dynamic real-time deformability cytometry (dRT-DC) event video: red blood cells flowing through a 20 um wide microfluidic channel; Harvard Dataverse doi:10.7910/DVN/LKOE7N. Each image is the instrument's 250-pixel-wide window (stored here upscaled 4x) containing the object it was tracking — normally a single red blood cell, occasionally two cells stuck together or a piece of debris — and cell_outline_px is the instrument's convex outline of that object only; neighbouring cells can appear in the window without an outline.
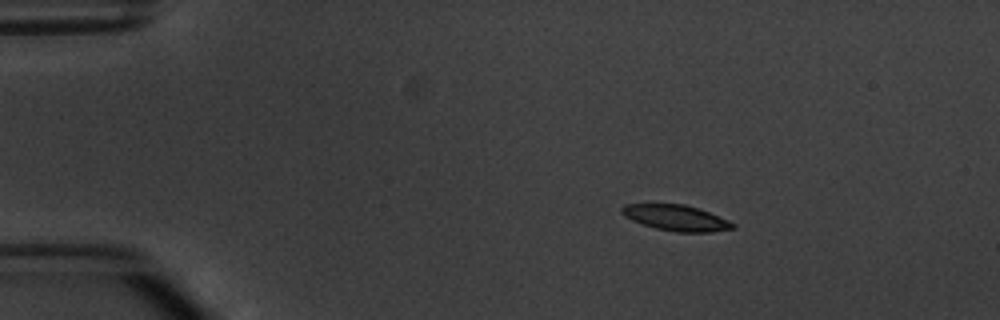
{"species": "common noctule bat (a hibernating species)", "species_latin": "Nyctalus noctula", "temperature_condition": "warm", "stored_images_in_passage": 4, "camera_frame_rate_fps": 3000, "um_per_image_px": 0.085, "animal": {"sex": "male", "body_mass_g": 20.1, "forearm_length_mm": 53.5}, "frame": {"image": 1, "passage_image": 2, "time_ms": 1.333, "image_size_px": [1000, 320], "cell_outline_px": [[736, 228], [712, 232], [676, 232], [656, 228], [632, 220], [624, 216], [620, 212], [620, 208], [624, 204], [684, 204], [708, 212], [728, 220], [736, 224]], "centroid_in_image_um": [57.46, 18.52], "position_along_channel_um": 27.5, "area_um2": 16.59}}